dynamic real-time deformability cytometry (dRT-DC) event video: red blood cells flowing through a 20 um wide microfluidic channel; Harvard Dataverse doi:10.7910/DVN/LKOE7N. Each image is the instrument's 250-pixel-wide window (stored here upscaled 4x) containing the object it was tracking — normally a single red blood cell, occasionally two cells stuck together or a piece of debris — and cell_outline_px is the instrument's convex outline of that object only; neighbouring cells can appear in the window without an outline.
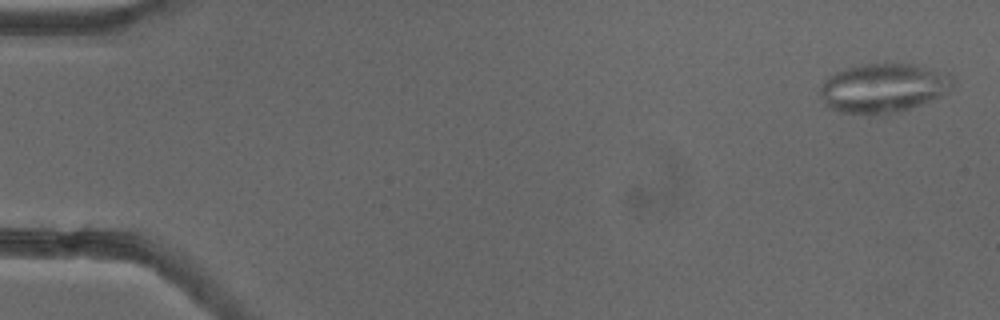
{"species": "common noctule bat (a hibernating species)", "species_latin": "Nyctalus noctula", "temperature_condition": "cold", "stored_images_in_passage": 53, "camera_frame_rate_fps": 3000, "um_per_image_px": 0.085, "animal": {"sex": "female"}, "frame": {"image": 1, "passage_image": 2, "time_ms": 0.333, "image_size_px": [1000, 320], "cell_outline_px": [[956, 88], [932, 100], [884, 116], [840, 112], [824, 104], [820, 96], [820, 88], [824, 80], [828, 76], [836, 72], [856, 64], [912, 64], [948, 72], [952, 76], [956, 84]], "centroid_in_image_um": [75.11, 7.48], "position_along_channel_um": 9.9, "area_um2": 38.55}}
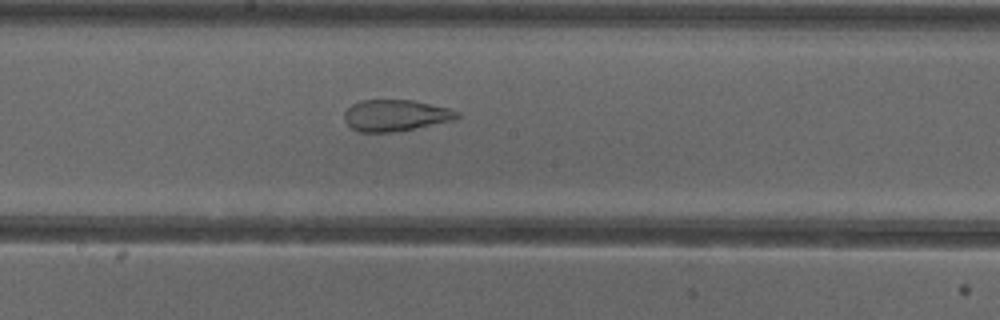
{"frame": {"image": 2, "passage_image": 29, "time_ms": 9.333, "image_size_px": [1000, 320], "cell_outline_px": [[460, 116], [456, 120], [392, 132], [360, 132], [352, 128], [344, 120], [344, 112], [352, 104], [360, 100], [412, 100], [452, 108], [460, 112]], "centroid_in_image_um": [33.66, 9.8], "position_along_channel_um": 214.5, "area_um2": 20.75}}
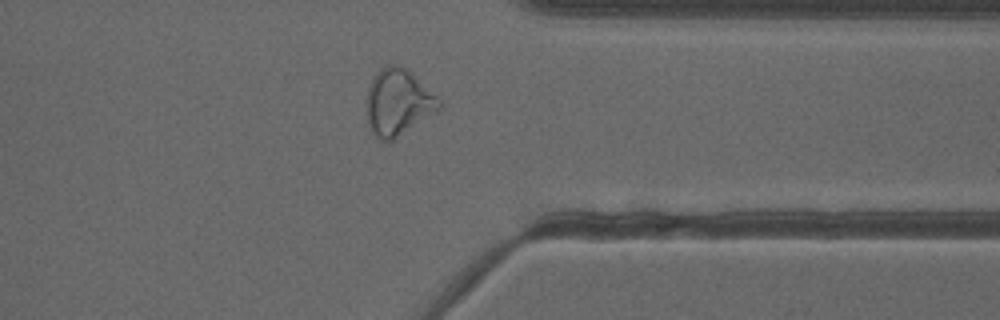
{"frame": {"image": 3, "passage_image": 42, "time_ms": 13.667, "image_size_px": [1000, 320], "cell_outline_px": [[444, 108], [392, 140], [380, 140], [372, 132], [368, 124], [364, 104], [364, 100], [372, 76], [380, 68], [388, 64], [392, 64], [404, 68], [436, 96], [440, 100]], "centroid_in_image_um": [33.79, 8.71], "position_along_channel_um": 377.6, "area_um2": 28.15}, "authors_computed_cell_mechanics": {"area_um2": 29.478, "velocity_mm_per_s": 3.8666, "shape_relaxation_time_tau1_ms": null, "shape_relaxation_time_tau2_ms": 1.6701, "deformation_change_tau1": null, "deformation_change_tau2": 0.0922}}